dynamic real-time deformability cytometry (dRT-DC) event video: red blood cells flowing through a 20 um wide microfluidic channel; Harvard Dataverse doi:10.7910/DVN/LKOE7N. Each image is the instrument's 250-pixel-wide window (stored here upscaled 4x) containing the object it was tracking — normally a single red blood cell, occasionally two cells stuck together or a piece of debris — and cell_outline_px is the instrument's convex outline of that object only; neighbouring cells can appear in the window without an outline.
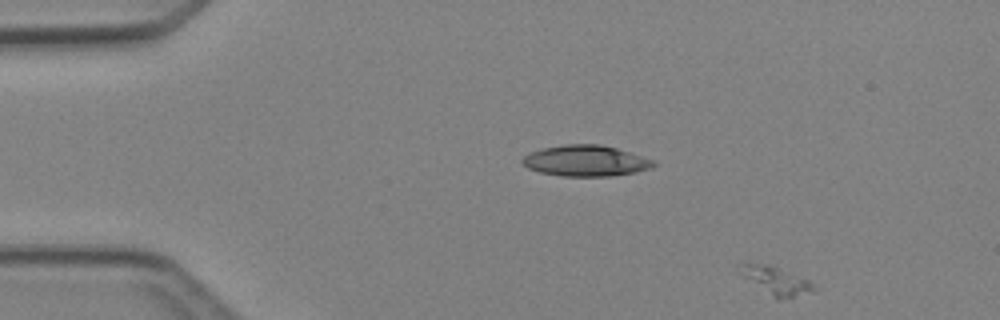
{"species": "Egyptian fruit bat (a non-hibernating species)", "species_latin": "Rousettus aegyptiacus", "temperature_condition": "cold", "stored_images_in_passage": 3, "segment_of_instrument_passage": [2, 2], "camera_frame_rate_fps": 3000, "um_per_image_px": 0.085, "animal": {"sex": "female"}, "frame": {"image": 1, "passage_image": 3, "time_ms": 2.333, "image_size_px": [1000, 320], "cell_outline_px": [[820, 288], [780, 300], [776, 300], [736, 272], [744, 264], [768, 264], [808, 280]], "centroid_in_image_um": [65.94, 23.88], "position_along_channel_um": 19.1, "area_um2": 11.79}}